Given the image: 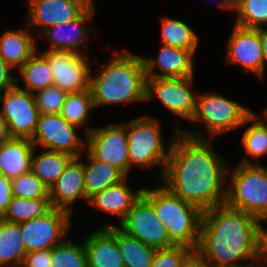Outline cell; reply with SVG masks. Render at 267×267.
Masks as SVG:
<instances>
[{"label": "cell", "instance_id": "cell-34", "mask_svg": "<svg viewBox=\"0 0 267 267\" xmlns=\"http://www.w3.org/2000/svg\"><path fill=\"white\" fill-rule=\"evenodd\" d=\"M51 267H88L84 243L66 238L51 249Z\"/></svg>", "mask_w": 267, "mask_h": 267}, {"label": "cell", "instance_id": "cell-41", "mask_svg": "<svg viewBox=\"0 0 267 267\" xmlns=\"http://www.w3.org/2000/svg\"><path fill=\"white\" fill-rule=\"evenodd\" d=\"M263 223H267V213L258 219L259 251L264 263H267V226L265 228Z\"/></svg>", "mask_w": 267, "mask_h": 267}, {"label": "cell", "instance_id": "cell-9", "mask_svg": "<svg viewBox=\"0 0 267 267\" xmlns=\"http://www.w3.org/2000/svg\"><path fill=\"white\" fill-rule=\"evenodd\" d=\"M72 216L66 210L52 208L41 217L20 223L26 253L52 249L62 243L71 232Z\"/></svg>", "mask_w": 267, "mask_h": 267}, {"label": "cell", "instance_id": "cell-42", "mask_svg": "<svg viewBox=\"0 0 267 267\" xmlns=\"http://www.w3.org/2000/svg\"><path fill=\"white\" fill-rule=\"evenodd\" d=\"M182 267H212L197 251H193Z\"/></svg>", "mask_w": 267, "mask_h": 267}, {"label": "cell", "instance_id": "cell-45", "mask_svg": "<svg viewBox=\"0 0 267 267\" xmlns=\"http://www.w3.org/2000/svg\"><path fill=\"white\" fill-rule=\"evenodd\" d=\"M217 5L221 9H224V10L226 9L227 11L229 10L233 11L235 2L233 0H221V1L219 0Z\"/></svg>", "mask_w": 267, "mask_h": 267}, {"label": "cell", "instance_id": "cell-37", "mask_svg": "<svg viewBox=\"0 0 267 267\" xmlns=\"http://www.w3.org/2000/svg\"><path fill=\"white\" fill-rule=\"evenodd\" d=\"M194 250L183 245L156 249L151 267H182L184 261Z\"/></svg>", "mask_w": 267, "mask_h": 267}, {"label": "cell", "instance_id": "cell-1", "mask_svg": "<svg viewBox=\"0 0 267 267\" xmlns=\"http://www.w3.org/2000/svg\"><path fill=\"white\" fill-rule=\"evenodd\" d=\"M211 139L179 131L173 140L161 183L202 211L225 204L229 162L214 150Z\"/></svg>", "mask_w": 267, "mask_h": 267}, {"label": "cell", "instance_id": "cell-39", "mask_svg": "<svg viewBox=\"0 0 267 267\" xmlns=\"http://www.w3.org/2000/svg\"><path fill=\"white\" fill-rule=\"evenodd\" d=\"M12 68L0 57V94L16 85V76Z\"/></svg>", "mask_w": 267, "mask_h": 267}, {"label": "cell", "instance_id": "cell-12", "mask_svg": "<svg viewBox=\"0 0 267 267\" xmlns=\"http://www.w3.org/2000/svg\"><path fill=\"white\" fill-rule=\"evenodd\" d=\"M1 102L0 114L7 122L10 136L31 140L40 115L35 104L34 94L15 85L0 94Z\"/></svg>", "mask_w": 267, "mask_h": 267}, {"label": "cell", "instance_id": "cell-30", "mask_svg": "<svg viewBox=\"0 0 267 267\" xmlns=\"http://www.w3.org/2000/svg\"><path fill=\"white\" fill-rule=\"evenodd\" d=\"M117 245L125 267H151L156 249L127 234L118 224Z\"/></svg>", "mask_w": 267, "mask_h": 267}, {"label": "cell", "instance_id": "cell-43", "mask_svg": "<svg viewBox=\"0 0 267 267\" xmlns=\"http://www.w3.org/2000/svg\"><path fill=\"white\" fill-rule=\"evenodd\" d=\"M260 39H261V43H262L264 66H265V70H266V65H267V28H260Z\"/></svg>", "mask_w": 267, "mask_h": 267}, {"label": "cell", "instance_id": "cell-2", "mask_svg": "<svg viewBox=\"0 0 267 267\" xmlns=\"http://www.w3.org/2000/svg\"><path fill=\"white\" fill-rule=\"evenodd\" d=\"M258 228L256 217L226 204L205 210L196 251L212 267L260 265L264 261L259 251Z\"/></svg>", "mask_w": 267, "mask_h": 267}, {"label": "cell", "instance_id": "cell-24", "mask_svg": "<svg viewBox=\"0 0 267 267\" xmlns=\"http://www.w3.org/2000/svg\"><path fill=\"white\" fill-rule=\"evenodd\" d=\"M87 152V153H86ZM83 161L86 197L89 199L94 194L119 183L127 176L118 168L109 163L95 159L87 150Z\"/></svg>", "mask_w": 267, "mask_h": 267}, {"label": "cell", "instance_id": "cell-28", "mask_svg": "<svg viewBox=\"0 0 267 267\" xmlns=\"http://www.w3.org/2000/svg\"><path fill=\"white\" fill-rule=\"evenodd\" d=\"M25 255L20 225L0 218V267H21Z\"/></svg>", "mask_w": 267, "mask_h": 267}, {"label": "cell", "instance_id": "cell-14", "mask_svg": "<svg viewBox=\"0 0 267 267\" xmlns=\"http://www.w3.org/2000/svg\"><path fill=\"white\" fill-rule=\"evenodd\" d=\"M53 75V85L67 93L89 89L91 61L88 55L70 51H41Z\"/></svg>", "mask_w": 267, "mask_h": 267}, {"label": "cell", "instance_id": "cell-38", "mask_svg": "<svg viewBox=\"0 0 267 267\" xmlns=\"http://www.w3.org/2000/svg\"><path fill=\"white\" fill-rule=\"evenodd\" d=\"M21 267H51V249L26 253Z\"/></svg>", "mask_w": 267, "mask_h": 267}, {"label": "cell", "instance_id": "cell-31", "mask_svg": "<svg viewBox=\"0 0 267 267\" xmlns=\"http://www.w3.org/2000/svg\"><path fill=\"white\" fill-rule=\"evenodd\" d=\"M95 109L90 89L68 93L63 104L61 116L88 134L94 127L86 126L91 110ZM86 126V127H84ZM85 128V129H84Z\"/></svg>", "mask_w": 267, "mask_h": 267}, {"label": "cell", "instance_id": "cell-10", "mask_svg": "<svg viewBox=\"0 0 267 267\" xmlns=\"http://www.w3.org/2000/svg\"><path fill=\"white\" fill-rule=\"evenodd\" d=\"M79 129L68 123L61 114H40L31 141L38 148L80 157L85 154L86 137L81 138L77 134Z\"/></svg>", "mask_w": 267, "mask_h": 267}, {"label": "cell", "instance_id": "cell-22", "mask_svg": "<svg viewBox=\"0 0 267 267\" xmlns=\"http://www.w3.org/2000/svg\"><path fill=\"white\" fill-rule=\"evenodd\" d=\"M29 29H9L0 35V57L13 71L19 70L37 51V36L30 33L32 30Z\"/></svg>", "mask_w": 267, "mask_h": 267}, {"label": "cell", "instance_id": "cell-15", "mask_svg": "<svg viewBox=\"0 0 267 267\" xmlns=\"http://www.w3.org/2000/svg\"><path fill=\"white\" fill-rule=\"evenodd\" d=\"M233 25L228 42L226 43V63L241 66L244 71L253 73L262 79L266 72L260 29Z\"/></svg>", "mask_w": 267, "mask_h": 267}, {"label": "cell", "instance_id": "cell-16", "mask_svg": "<svg viewBox=\"0 0 267 267\" xmlns=\"http://www.w3.org/2000/svg\"><path fill=\"white\" fill-rule=\"evenodd\" d=\"M94 14L95 3L92 2L77 18L70 22L56 24L44 29L40 34L42 37L45 36L50 48L42 51H70L88 55L82 49H85L89 44L88 41H90L93 31L89 24L91 20H94Z\"/></svg>", "mask_w": 267, "mask_h": 267}, {"label": "cell", "instance_id": "cell-13", "mask_svg": "<svg viewBox=\"0 0 267 267\" xmlns=\"http://www.w3.org/2000/svg\"><path fill=\"white\" fill-rule=\"evenodd\" d=\"M118 226L146 246L155 249L174 246L152 203L143 194L135 201L126 218Z\"/></svg>", "mask_w": 267, "mask_h": 267}, {"label": "cell", "instance_id": "cell-8", "mask_svg": "<svg viewBox=\"0 0 267 267\" xmlns=\"http://www.w3.org/2000/svg\"><path fill=\"white\" fill-rule=\"evenodd\" d=\"M191 77L146 78L145 101L156 98L172 114L190 121L194 115L197 92Z\"/></svg>", "mask_w": 267, "mask_h": 267}, {"label": "cell", "instance_id": "cell-23", "mask_svg": "<svg viewBox=\"0 0 267 267\" xmlns=\"http://www.w3.org/2000/svg\"><path fill=\"white\" fill-rule=\"evenodd\" d=\"M34 144L30 139L13 138L0 144V173L12 180L31 171Z\"/></svg>", "mask_w": 267, "mask_h": 267}, {"label": "cell", "instance_id": "cell-29", "mask_svg": "<svg viewBox=\"0 0 267 267\" xmlns=\"http://www.w3.org/2000/svg\"><path fill=\"white\" fill-rule=\"evenodd\" d=\"M161 21L162 45L191 50L196 54L200 39L190 25L170 17H163Z\"/></svg>", "mask_w": 267, "mask_h": 267}, {"label": "cell", "instance_id": "cell-21", "mask_svg": "<svg viewBox=\"0 0 267 267\" xmlns=\"http://www.w3.org/2000/svg\"><path fill=\"white\" fill-rule=\"evenodd\" d=\"M128 178L126 177L119 183L94 194L88 200L89 205H92L98 211L118 217V224H120L144 189V186H140L137 190H132L126 182Z\"/></svg>", "mask_w": 267, "mask_h": 267}, {"label": "cell", "instance_id": "cell-6", "mask_svg": "<svg viewBox=\"0 0 267 267\" xmlns=\"http://www.w3.org/2000/svg\"><path fill=\"white\" fill-rule=\"evenodd\" d=\"M252 113L249 106H244L222 94L214 91L199 93L194 115L189 122L204 124L209 136L202 134V130H195V132L192 129L182 128L180 132L194 138L211 139L212 137L213 139L218 135L241 128Z\"/></svg>", "mask_w": 267, "mask_h": 267}, {"label": "cell", "instance_id": "cell-18", "mask_svg": "<svg viewBox=\"0 0 267 267\" xmlns=\"http://www.w3.org/2000/svg\"><path fill=\"white\" fill-rule=\"evenodd\" d=\"M195 54L191 50L162 45L156 57L143 56L146 78L194 76ZM155 69H159L158 72Z\"/></svg>", "mask_w": 267, "mask_h": 267}, {"label": "cell", "instance_id": "cell-47", "mask_svg": "<svg viewBox=\"0 0 267 267\" xmlns=\"http://www.w3.org/2000/svg\"><path fill=\"white\" fill-rule=\"evenodd\" d=\"M249 267H267V263H262L260 265H255V266H249Z\"/></svg>", "mask_w": 267, "mask_h": 267}, {"label": "cell", "instance_id": "cell-3", "mask_svg": "<svg viewBox=\"0 0 267 267\" xmlns=\"http://www.w3.org/2000/svg\"><path fill=\"white\" fill-rule=\"evenodd\" d=\"M113 54L105 64L99 63L97 73L90 72L89 89L94 107L146 102L142 55L125 49Z\"/></svg>", "mask_w": 267, "mask_h": 267}, {"label": "cell", "instance_id": "cell-33", "mask_svg": "<svg viewBox=\"0 0 267 267\" xmlns=\"http://www.w3.org/2000/svg\"><path fill=\"white\" fill-rule=\"evenodd\" d=\"M234 24L244 28H267V0H237Z\"/></svg>", "mask_w": 267, "mask_h": 267}, {"label": "cell", "instance_id": "cell-5", "mask_svg": "<svg viewBox=\"0 0 267 267\" xmlns=\"http://www.w3.org/2000/svg\"><path fill=\"white\" fill-rule=\"evenodd\" d=\"M177 123L168 144H165L162 125L150 115L133 118L126 123L128 139L129 173L135 166L148 169L158 165L160 180L164 175L167 159L175 136L182 129ZM163 137V138H162Z\"/></svg>", "mask_w": 267, "mask_h": 267}, {"label": "cell", "instance_id": "cell-4", "mask_svg": "<svg viewBox=\"0 0 267 267\" xmlns=\"http://www.w3.org/2000/svg\"><path fill=\"white\" fill-rule=\"evenodd\" d=\"M142 194L152 203L158 219L167 229L171 242L196 251L203 211L198 206L183 201L162 183L156 188L144 187Z\"/></svg>", "mask_w": 267, "mask_h": 267}, {"label": "cell", "instance_id": "cell-35", "mask_svg": "<svg viewBox=\"0 0 267 267\" xmlns=\"http://www.w3.org/2000/svg\"><path fill=\"white\" fill-rule=\"evenodd\" d=\"M13 196L24 199H50L49 189L32 172L18 176L11 180Z\"/></svg>", "mask_w": 267, "mask_h": 267}, {"label": "cell", "instance_id": "cell-32", "mask_svg": "<svg viewBox=\"0 0 267 267\" xmlns=\"http://www.w3.org/2000/svg\"><path fill=\"white\" fill-rule=\"evenodd\" d=\"M52 208L50 199H24L13 196L1 218L10 223L20 224L41 217Z\"/></svg>", "mask_w": 267, "mask_h": 267}, {"label": "cell", "instance_id": "cell-20", "mask_svg": "<svg viewBox=\"0 0 267 267\" xmlns=\"http://www.w3.org/2000/svg\"><path fill=\"white\" fill-rule=\"evenodd\" d=\"M86 237L83 243L88 267H125L117 245L115 224L105 223Z\"/></svg>", "mask_w": 267, "mask_h": 267}, {"label": "cell", "instance_id": "cell-26", "mask_svg": "<svg viewBox=\"0 0 267 267\" xmlns=\"http://www.w3.org/2000/svg\"><path fill=\"white\" fill-rule=\"evenodd\" d=\"M42 150L36 154L37 147L34 148L31 171L50 189L74 157L64 152Z\"/></svg>", "mask_w": 267, "mask_h": 267}, {"label": "cell", "instance_id": "cell-19", "mask_svg": "<svg viewBox=\"0 0 267 267\" xmlns=\"http://www.w3.org/2000/svg\"><path fill=\"white\" fill-rule=\"evenodd\" d=\"M82 159V155L73 158L49 189V198L53 208L66 210L73 215L72 204L79 200L88 203Z\"/></svg>", "mask_w": 267, "mask_h": 267}, {"label": "cell", "instance_id": "cell-25", "mask_svg": "<svg viewBox=\"0 0 267 267\" xmlns=\"http://www.w3.org/2000/svg\"><path fill=\"white\" fill-rule=\"evenodd\" d=\"M250 126H249V125ZM246 127L241 138L245 157L239 160L244 165H260V158L267 155V124L252 113L241 126ZM251 158V159H250ZM255 160L254 163L251 160Z\"/></svg>", "mask_w": 267, "mask_h": 267}, {"label": "cell", "instance_id": "cell-44", "mask_svg": "<svg viewBox=\"0 0 267 267\" xmlns=\"http://www.w3.org/2000/svg\"><path fill=\"white\" fill-rule=\"evenodd\" d=\"M10 138L11 136L8 131L7 122L0 114V144Z\"/></svg>", "mask_w": 267, "mask_h": 267}, {"label": "cell", "instance_id": "cell-7", "mask_svg": "<svg viewBox=\"0 0 267 267\" xmlns=\"http://www.w3.org/2000/svg\"><path fill=\"white\" fill-rule=\"evenodd\" d=\"M229 181L231 182L229 184ZM225 204L257 219L267 213V166L228 167Z\"/></svg>", "mask_w": 267, "mask_h": 267}, {"label": "cell", "instance_id": "cell-27", "mask_svg": "<svg viewBox=\"0 0 267 267\" xmlns=\"http://www.w3.org/2000/svg\"><path fill=\"white\" fill-rule=\"evenodd\" d=\"M16 76V85L32 94L53 85V75L49 68L48 61L40 53L37 45V51L24 63L18 70ZM19 78L22 79L23 88L20 87Z\"/></svg>", "mask_w": 267, "mask_h": 267}, {"label": "cell", "instance_id": "cell-36", "mask_svg": "<svg viewBox=\"0 0 267 267\" xmlns=\"http://www.w3.org/2000/svg\"><path fill=\"white\" fill-rule=\"evenodd\" d=\"M68 93L55 85L34 93V99L40 114H60Z\"/></svg>", "mask_w": 267, "mask_h": 267}, {"label": "cell", "instance_id": "cell-17", "mask_svg": "<svg viewBox=\"0 0 267 267\" xmlns=\"http://www.w3.org/2000/svg\"><path fill=\"white\" fill-rule=\"evenodd\" d=\"M94 0H27V24L38 34L56 24L77 18ZM38 27V28H37Z\"/></svg>", "mask_w": 267, "mask_h": 267}, {"label": "cell", "instance_id": "cell-11", "mask_svg": "<svg viewBox=\"0 0 267 267\" xmlns=\"http://www.w3.org/2000/svg\"><path fill=\"white\" fill-rule=\"evenodd\" d=\"M86 137V150L97 160L109 163L129 177L126 123L94 127Z\"/></svg>", "mask_w": 267, "mask_h": 267}, {"label": "cell", "instance_id": "cell-40", "mask_svg": "<svg viewBox=\"0 0 267 267\" xmlns=\"http://www.w3.org/2000/svg\"><path fill=\"white\" fill-rule=\"evenodd\" d=\"M13 193L11 180L0 173V218L6 212L9 203L12 201Z\"/></svg>", "mask_w": 267, "mask_h": 267}, {"label": "cell", "instance_id": "cell-46", "mask_svg": "<svg viewBox=\"0 0 267 267\" xmlns=\"http://www.w3.org/2000/svg\"><path fill=\"white\" fill-rule=\"evenodd\" d=\"M253 113L263 122L267 124V105L265 106V108L263 109V111H261L260 116L258 115V113L256 114V112L253 111Z\"/></svg>", "mask_w": 267, "mask_h": 267}]
</instances>
